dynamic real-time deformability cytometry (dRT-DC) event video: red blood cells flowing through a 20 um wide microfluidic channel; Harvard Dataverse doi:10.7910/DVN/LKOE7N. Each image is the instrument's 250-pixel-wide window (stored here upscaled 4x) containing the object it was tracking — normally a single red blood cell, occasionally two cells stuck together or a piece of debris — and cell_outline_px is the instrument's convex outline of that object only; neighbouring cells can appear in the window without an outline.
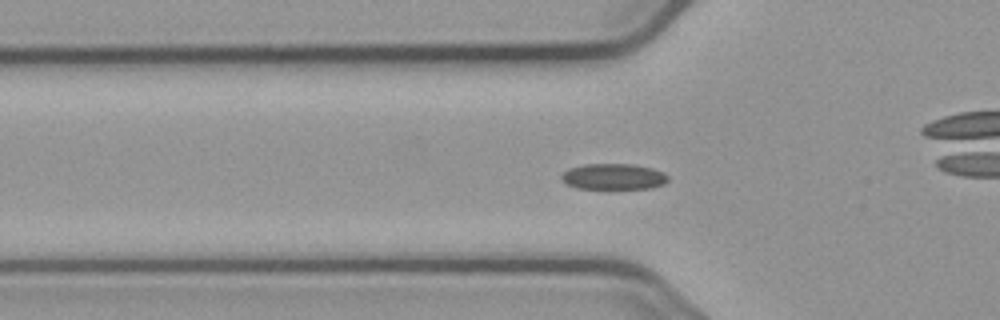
{"species": "common noctule bat (a hibernating species)", "species_latin": "Nyctalus noctula", "temperature_condition": "cold", "stored_images_in_passage": 55, "camera_frame_rate_fps": 3000, "um_per_image_px": 0.085, "animal": {"sex": "male", "body_mass_g": 23.1, "forearm_length_mm": 52.7}, "frame": {"image": 1, "passage_image": 17, "time_ms": 5.333, "image_size_px": [1000, 320], "cell_outline_px": [[668, 180], [664, 184], [652, 188], [576, 188], [568, 184], [560, 176], [568, 168], [584, 164], [632, 164], [652, 168], [664, 172], [668, 176]], "centroid_in_image_um": [52.17, 15.0], "position_along_channel_um": 73.6, "area_um2": 16.01}}
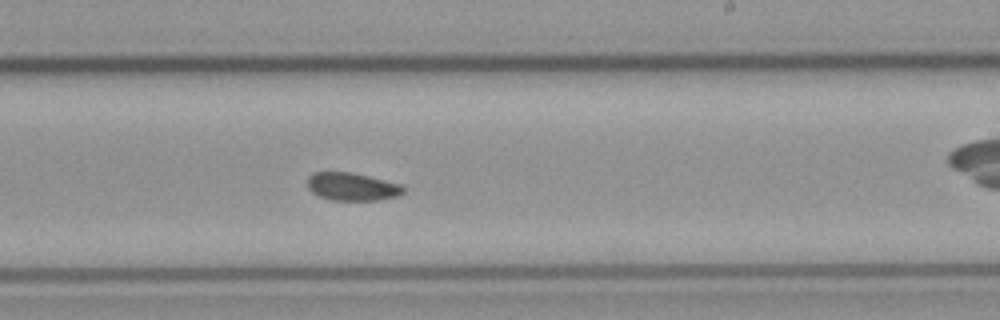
{"frame": {"image": 2, "passage_image": 32, "time_ms": 10.333, "image_size_px": [1000, 320], "cell_outline_px": [[404, 192], [396, 196], [376, 200], [332, 200], [320, 196], [312, 192], [308, 188], [308, 176], [312, 172], [352, 172], [400, 184], [404, 188]], "centroid_in_image_um": [29.89, 15.86], "position_along_channel_um": 259.1, "area_um2": 15.43}}
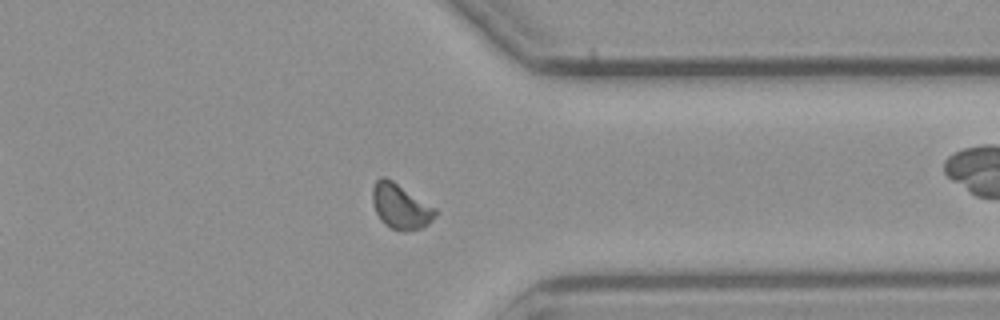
{"frame": {"image": 3, "passage_image": 42, "time_ms": 13.667, "image_size_px": [1000, 320], "cell_outline_px": [[436, 216], [428, 224], [420, 228], [404, 232], [392, 228], [384, 224], [380, 220], [372, 204], [372, 188], [376, 180], [380, 176], [384, 176], [392, 180], [436, 208]], "centroid_in_image_um": [34.02, 17.54], "position_along_channel_um": 377.4, "area_um2": 16.53}}